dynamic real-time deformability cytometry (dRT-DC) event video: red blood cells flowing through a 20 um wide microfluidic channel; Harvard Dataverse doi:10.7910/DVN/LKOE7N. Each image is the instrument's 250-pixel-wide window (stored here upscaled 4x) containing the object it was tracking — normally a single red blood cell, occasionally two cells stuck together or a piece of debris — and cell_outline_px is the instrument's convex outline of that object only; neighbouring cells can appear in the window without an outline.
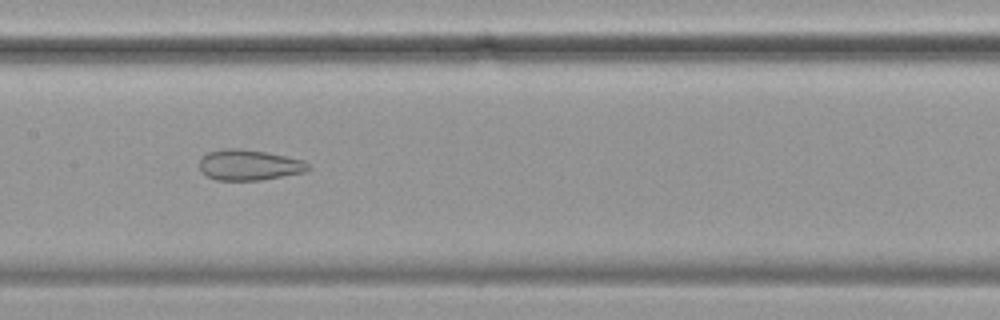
{"species": "common noctule bat (a hibernating species)", "species_latin": "Nyctalus noctula", "temperature_condition": "cold", "stored_images_in_passage": 44, "camera_frame_rate_fps": 3000, "um_per_image_px": 0.085, "animal": {"sex": "female", "body_mass_g": 19.9}, "frame": {"image": 1, "passage_image": 21, "time_ms": 6.667, "image_size_px": [1000, 320], "cell_outline_px": [[312, 168], [304, 172], [260, 180], [216, 180], [200, 172], [200, 160], [208, 152], [224, 148], [240, 148], [264, 152], [304, 160]], "centroid_in_image_um": [21.16, 14.02], "position_along_channel_um": 186.2, "area_um2": 19.31}}
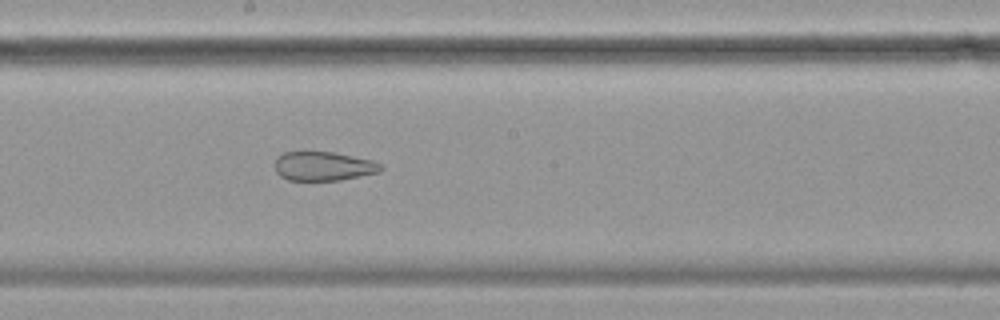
{"frame": {"image": 2, "passage_image": 24, "time_ms": 7.667, "image_size_px": [1000, 320], "cell_outline_px": [[384, 168], [380, 172], [340, 180], [288, 180], [280, 176], [276, 172], [276, 156], [284, 152], [336, 152], [372, 160], [380, 164]], "centroid_in_image_um": [27.5, 14.12], "position_along_channel_um": 220.7, "area_um2": 17.98}}
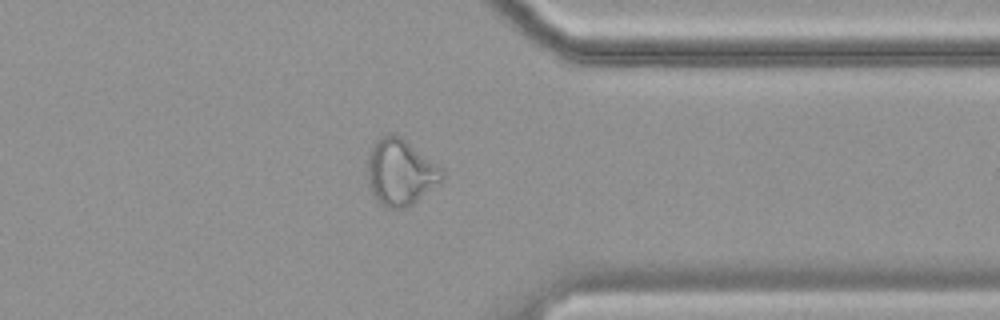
{"frame": {"image": 3, "passage_image": 38, "time_ms": 12.333, "image_size_px": [1000, 320], "cell_outline_px": [[444, 180], [408, 208], [388, 208], [376, 200], [368, 184], [368, 156], [376, 140], [380, 136], [392, 132], [400, 136], [444, 168]], "centroid_in_image_um": [34.07, 14.64], "position_along_channel_um": 377.3, "area_um2": 29.07}}